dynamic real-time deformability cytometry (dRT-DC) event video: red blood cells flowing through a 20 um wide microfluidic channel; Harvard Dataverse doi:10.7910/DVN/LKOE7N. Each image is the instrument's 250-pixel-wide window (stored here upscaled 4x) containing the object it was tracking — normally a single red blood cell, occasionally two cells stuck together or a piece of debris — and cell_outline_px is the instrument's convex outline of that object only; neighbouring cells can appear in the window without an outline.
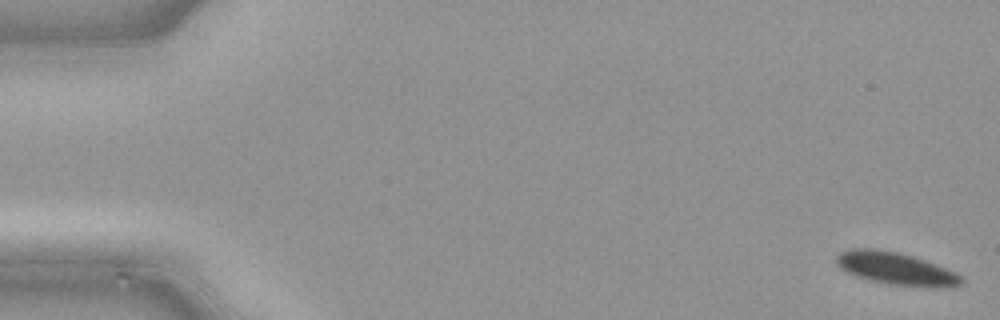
{"species": "common noctule bat (a hibernating species)", "species_latin": "Nyctalus noctula", "temperature_condition": "cold", "stored_images_in_passage": 49, "camera_frame_rate_fps": 3000, "um_per_image_px": 0.085, "animal": {"sex": "male", "body_mass_g": 21.5, "forearm_length_mm": 52.0}, "frame": {"image": 1, "passage_image": 1, "time_ms": 0.0, "image_size_px": [1000, 320], "cell_outline_px": [[964, 284], [892, 284], [872, 280], [848, 272], [840, 268], [836, 264], [836, 256], [840, 252], [852, 248], [876, 248], [896, 252], [912, 256], [948, 268], [956, 272], [964, 280]], "centroid_in_image_um": [76.05, 22.75], "position_along_channel_um": 9.0, "area_um2": 22.43}}
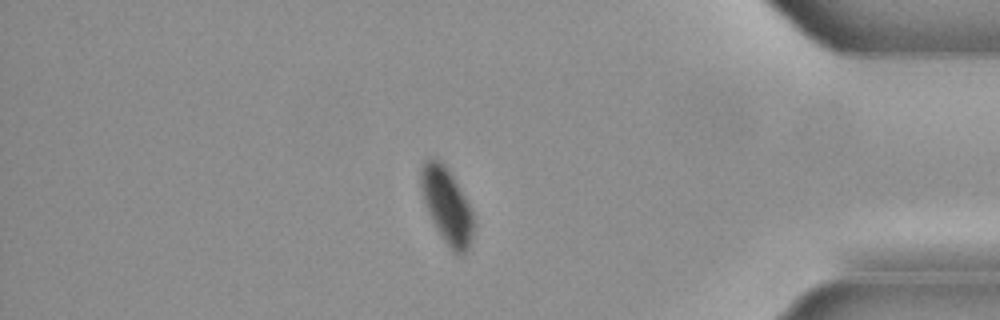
{"frame": {"image": 2, "passage_image": 42, "time_ms": 13.667, "image_size_px": [1000, 320], "cell_outline_px": [[472, 236], [468, 248], [464, 256], [456, 256], [452, 252], [444, 240], [432, 220], [428, 212], [424, 200], [420, 184], [420, 168], [424, 160], [440, 160], [448, 168], [464, 196], [472, 212]], "centroid_in_image_um": [37.97, 17.5], "position_along_channel_um": 397.2, "area_um2": 22.77}}
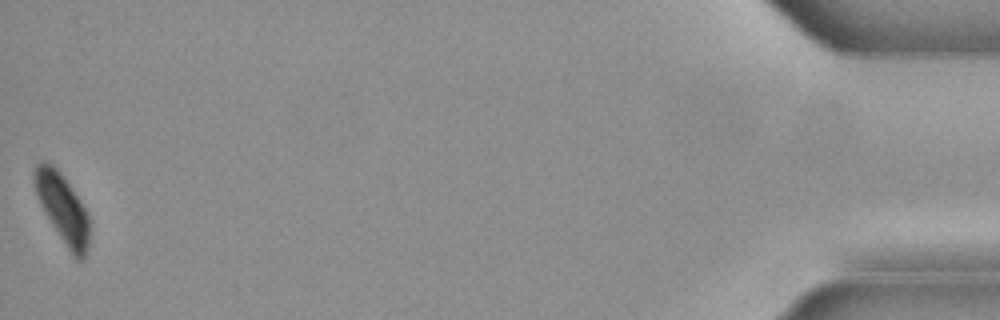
{"frame": {"image": 3, "passage_image": 49, "time_ms": 16.0, "image_size_px": [1000, 320], "cell_outline_px": [[88, 244], [84, 260], [76, 260], [72, 256], [52, 224], [40, 204], [32, 184], [32, 172], [36, 164], [40, 160], [44, 160], [52, 164], [64, 176], [80, 200], [88, 216]], "centroid_in_image_um": [5.27, 17.66], "position_along_channel_um": 429.9, "area_um2": 22.2}}